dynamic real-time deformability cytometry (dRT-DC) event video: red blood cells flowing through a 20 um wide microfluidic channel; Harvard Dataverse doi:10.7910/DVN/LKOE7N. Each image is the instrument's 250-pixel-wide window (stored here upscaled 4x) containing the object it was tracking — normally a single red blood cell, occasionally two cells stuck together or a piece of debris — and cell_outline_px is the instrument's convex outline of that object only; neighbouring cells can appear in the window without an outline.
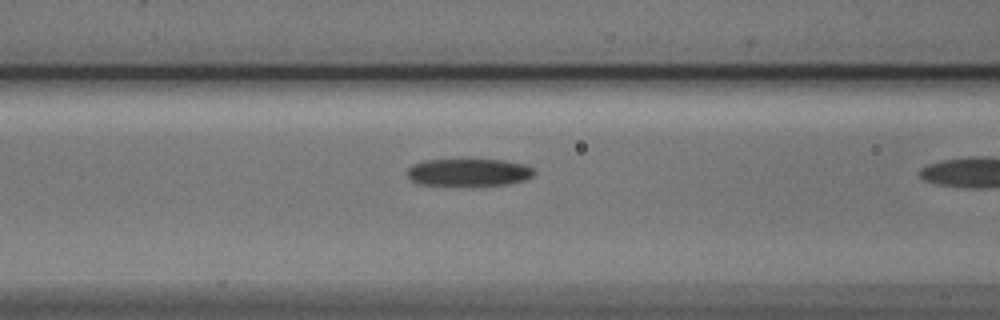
{"species": "Egyptian fruit bat (a non-hibernating species)", "species_latin": "Rousettus aegyptiacus", "temperature_condition": "cold", "stored_images_in_passage": 21, "camera_frame_rate_fps": 3000, "um_per_image_px": 0.085, "animal": {"sex": "male"}, "frame": {"image": 1, "passage_image": 20, "time_ms": 6.333, "image_size_px": [1000, 320], "cell_outline_px": [[536, 172], [532, 176], [524, 180], [508, 184], [416, 184], [408, 176], [408, 168], [412, 164], [424, 160], [500, 160], [524, 164], [532, 168]], "centroid_in_image_um": [39.83, 14.63], "position_along_channel_um": 126.8, "area_um2": 19.77}}